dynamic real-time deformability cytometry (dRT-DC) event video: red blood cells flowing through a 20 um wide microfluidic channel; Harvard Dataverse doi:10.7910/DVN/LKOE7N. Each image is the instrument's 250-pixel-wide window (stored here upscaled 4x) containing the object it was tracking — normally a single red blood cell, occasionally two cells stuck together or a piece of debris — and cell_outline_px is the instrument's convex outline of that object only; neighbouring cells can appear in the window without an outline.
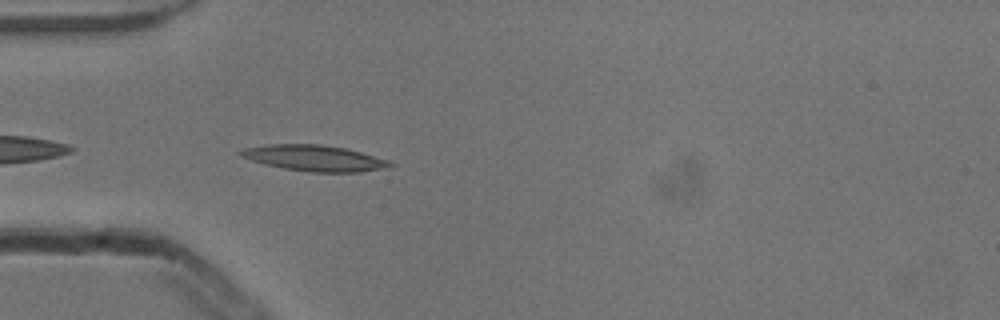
{"species": "common noctule bat (a hibernating species)", "species_latin": "Nyctalus noctula", "temperature_condition": "cold", "stored_images_in_passage": 39, "camera_frame_rate_fps": 3000, "um_per_image_px": 0.085, "animal": {"sex": "male", "body_mass_g": 13.3}, "frame": {"image": 1, "passage_image": 2, "time_ms": 0.333, "image_size_px": [1000, 320], "cell_outline_px": [[396, 164], [392, 168], [360, 172], [312, 172], [284, 168], [264, 164], [240, 156], [236, 152], [240, 148], [268, 144], [320, 144], [344, 148], [360, 152], [388, 160]], "centroid_in_image_um": [26.72, 13.44], "position_along_channel_um": 58.3, "area_um2": 22.77}}
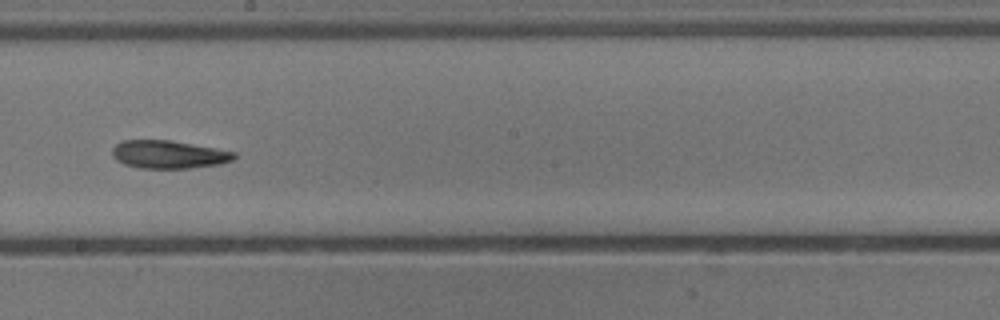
{"frame": {"image": 2, "passage_image": 16, "time_ms": 5.0, "image_size_px": [1000, 320], "cell_outline_px": [[236, 156], [232, 160], [220, 164], [188, 168], [140, 168], [124, 164], [116, 160], [112, 156], [112, 148], [116, 144], [124, 140], [172, 140], [236, 152]], "centroid_in_image_um": [14.32, 13.12], "position_along_channel_um": 233.9, "area_um2": 19.88}}
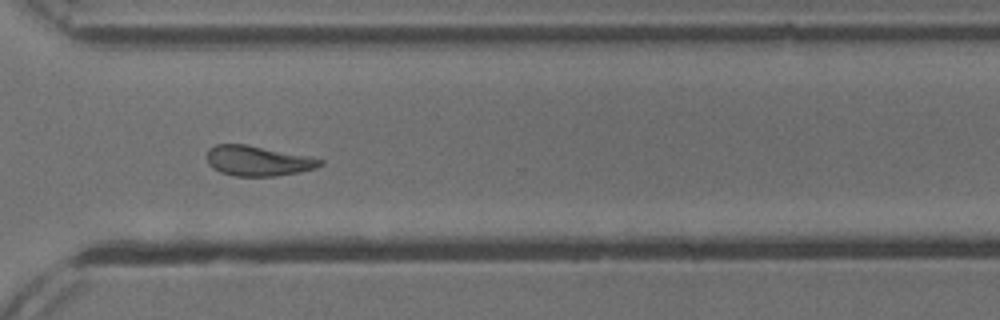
{"frame": {"image": 3, "passage_image": 25, "time_ms": 8.0, "image_size_px": [1000, 320], "cell_outline_px": [[324, 164], [316, 168], [300, 172], [276, 176], [236, 176], [220, 172], [212, 168], [208, 164], [208, 148], [216, 144], [248, 144], [324, 160]], "centroid_in_image_um": [21.91, 13.67], "position_along_channel_um": 348.7, "area_um2": 19.83}, "authors_computed_cell_mechanics": {"area_um2": 20.4034, "velocity_mm_per_s": 3.8345, "shape_relaxation_time_tau1_ms": 6.1694, "shape_relaxation_time_tau2_ms": 6.3189, "deformation_change_tau1": 0.1755, "deformation_change_tau2": 0.1494}}